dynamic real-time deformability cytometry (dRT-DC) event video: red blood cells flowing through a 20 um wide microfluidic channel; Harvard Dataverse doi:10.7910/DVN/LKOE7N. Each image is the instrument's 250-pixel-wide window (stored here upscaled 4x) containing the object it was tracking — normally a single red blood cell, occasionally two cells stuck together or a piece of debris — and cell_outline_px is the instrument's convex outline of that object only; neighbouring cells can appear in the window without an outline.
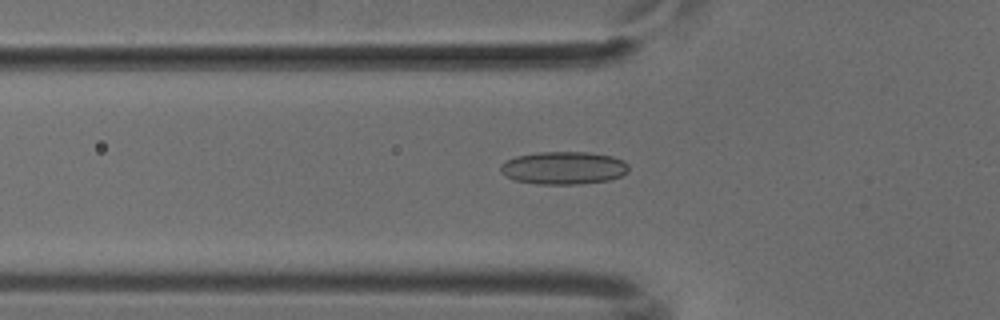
{"species": "common noctule bat (a hibernating species)", "species_latin": "Nyctalus noctula", "temperature_condition": "cold", "stored_images_in_passage": 27, "camera_frame_rate_fps": 3000, "um_per_image_px": 0.085, "animal": {"sex": "male", "body_mass_g": 18.8}, "frame": {"image": 1, "passage_image": 6, "time_ms": 1.667, "image_size_px": [1000, 320], "cell_outline_px": [[628, 172], [620, 176], [608, 180], [580, 184], [536, 184], [516, 180], [500, 172], [500, 164], [504, 160], [516, 156], [536, 152], [588, 152], [612, 156], [624, 160], [628, 164]], "centroid_in_image_um": [47.9, 14.26], "position_along_channel_um": 77.9, "area_um2": 24.62}}
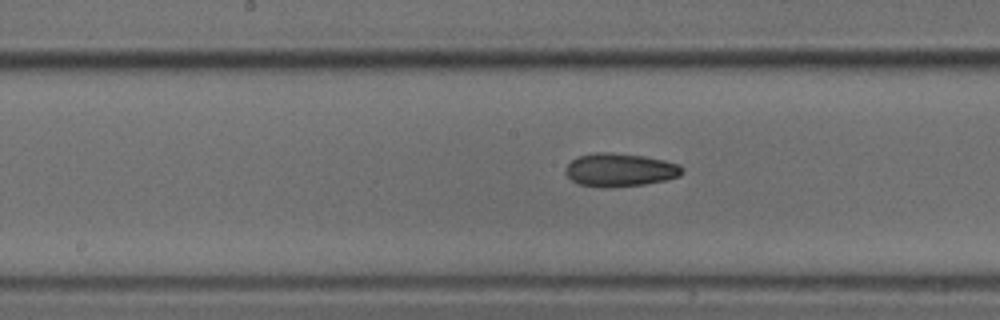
{"frame": {"image": 2, "passage_image": 15, "time_ms": 4.667, "image_size_px": [1000, 320], "cell_outline_px": [[684, 172], [680, 176], [664, 180], [644, 184], [600, 188], [580, 184], [572, 180], [564, 172], [564, 168], [572, 160], [580, 156], [592, 152], [612, 152], [644, 156], [664, 160], [680, 164], [684, 168]], "centroid_in_image_um": [52.7, 14.43], "position_along_channel_um": 195.5, "area_um2": 22.72}}
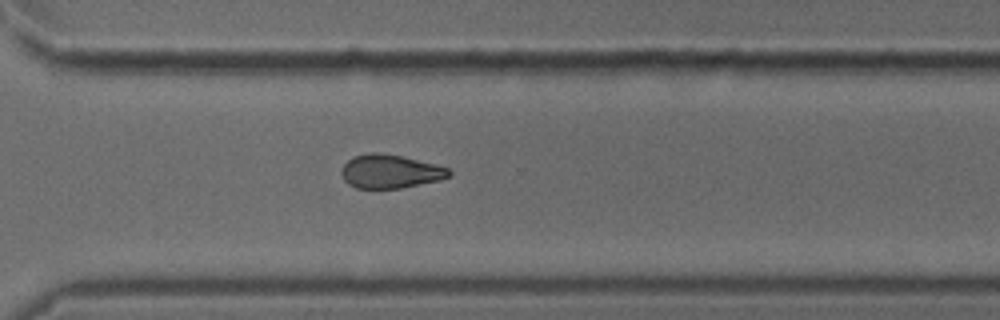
{"frame": {"image": 3, "passage_image": 26, "time_ms": 8.333, "image_size_px": [1000, 320], "cell_outline_px": [[452, 172], [448, 176], [440, 180], [400, 188], [356, 188], [348, 184], [344, 180], [340, 172], [344, 164], [352, 156], [368, 152], [380, 152], [400, 156], [436, 164], [448, 168]], "centroid_in_image_um": [33.13, 14.56], "position_along_channel_um": 337.5, "area_um2": 21.1}}